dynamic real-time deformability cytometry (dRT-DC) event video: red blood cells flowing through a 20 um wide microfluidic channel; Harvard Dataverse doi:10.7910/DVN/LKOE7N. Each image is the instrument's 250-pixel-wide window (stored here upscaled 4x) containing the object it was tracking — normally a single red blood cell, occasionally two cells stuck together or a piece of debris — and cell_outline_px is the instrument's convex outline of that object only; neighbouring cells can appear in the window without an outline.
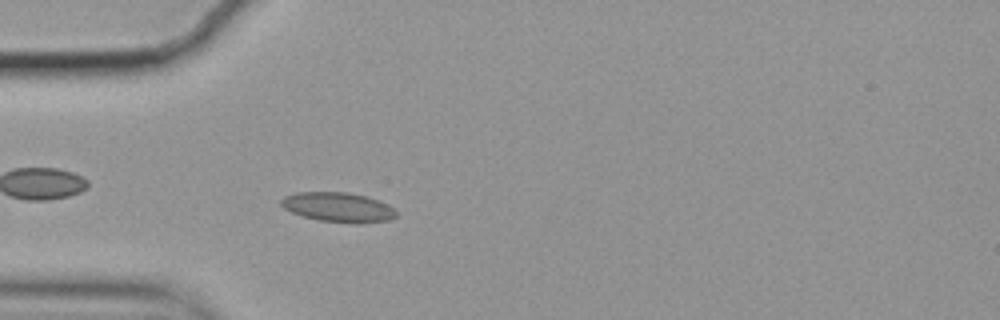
{"species": "common noctule bat (a hibernating species)", "species_latin": "Nyctalus noctula", "temperature_condition": "cold", "stored_images_in_passage": 54, "camera_frame_rate_fps": 3000, "um_per_image_px": 0.085, "animal": {"sex": "female", "body_mass_g": 19.9}, "frame": {"image": 1, "passage_image": 13, "time_ms": 4.0, "image_size_px": [1000, 320], "cell_outline_px": [[396, 216], [388, 220], [360, 224], [356, 224], [320, 220], [304, 216], [292, 212], [284, 208], [280, 204], [280, 200], [284, 196], [296, 192], [348, 192], [368, 196], [388, 204], [396, 212]], "centroid_in_image_um": [28.75, 17.61], "position_along_channel_um": 56.3, "area_um2": 19.94}}
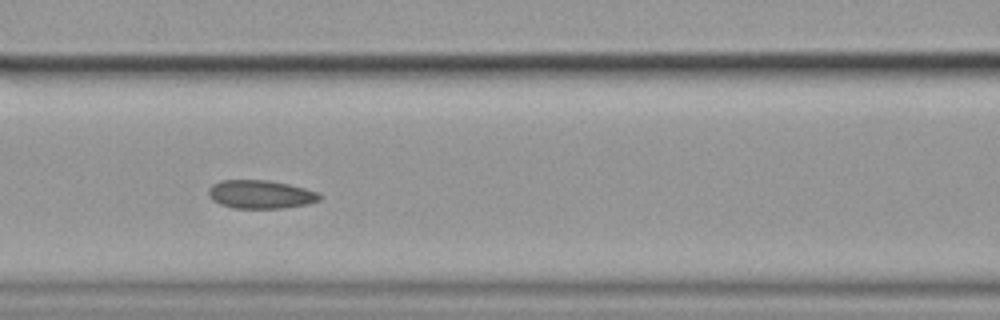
{"frame": {"image": 2, "passage_image": 21, "time_ms": 6.667, "image_size_px": [1000, 320], "cell_outline_px": [[324, 196], [320, 200], [308, 204], [280, 208], [232, 208], [220, 204], [212, 200], [208, 196], [208, 188], [212, 184], [224, 180], [268, 180], [288, 184], [320, 192]], "centroid_in_image_um": [22.16, 16.52], "position_along_channel_um": 144.4, "area_um2": 18.55}}
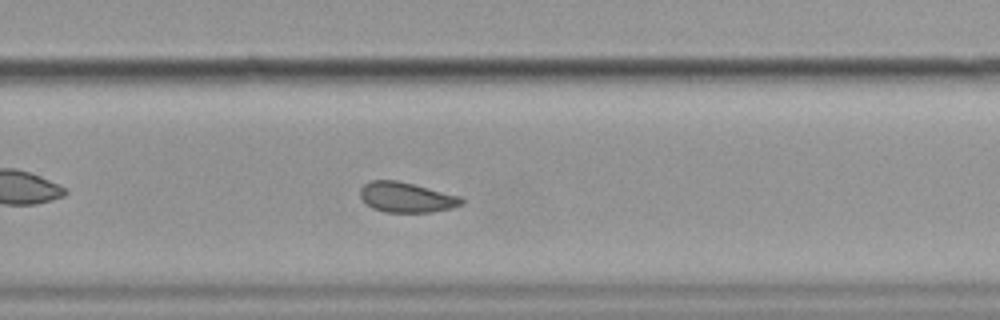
{"frame": {"image": 3, "passage_image": 34, "time_ms": 11.0, "image_size_px": [1000, 320], "cell_outline_px": [[464, 204], [452, 208], [432, 212], [384, 212], [372, 208], [360, 196], [360, 188], [368, 180], [396, 180], [460, 196], [464, 200]], "centroid_in_image_um": [34.54, 16.77], "position_along_channel_um": 295.3, "area_um2": 17.74}, "authors_computed_cell_mechanics": {"area_um2": 18.9006, "velocity_mm_per_s": 3.4921, "shape_relaxation_time_tau1_ms": null, "shape_relaxation_time_tau2_ms": 5.2932, "deformation_change_tau1": null, "deformation_change_tau2": 0.0958}}